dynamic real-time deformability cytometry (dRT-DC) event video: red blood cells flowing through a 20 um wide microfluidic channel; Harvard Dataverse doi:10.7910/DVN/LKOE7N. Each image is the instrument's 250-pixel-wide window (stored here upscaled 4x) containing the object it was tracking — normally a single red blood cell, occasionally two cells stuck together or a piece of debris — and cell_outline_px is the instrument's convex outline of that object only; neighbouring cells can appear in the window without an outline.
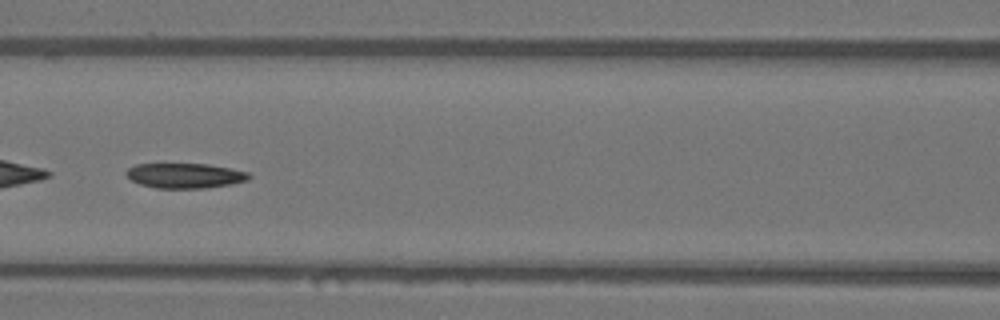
{"species": "Egyptian fruit bat (a non-hibernating species)", "species_latin": "Rousettus aegyptiacus", "temperature_condition": "warm", "stored_images_in_passage": 50, "camera_frame_rate_fps": 3000, "um_per_image_px": 0.085, "animal": {"sex": "female"}, "frame": {"image": 1, "passage_image": 22, "time_ms": 7.0, "image_size_px": [1000, 320], "cell_outline_px": [[252, 176], [248, 180], [232, 184], [204, 188], [156, 188], [140, 184], [132, 180], [124, 172], [128, 168], [136, 164], [208, 164], [248, 172]], "centroid_in_image_um": [15.73, 14.93], "position_along_channel_um": 150.9, "area_um2": 17.8}}
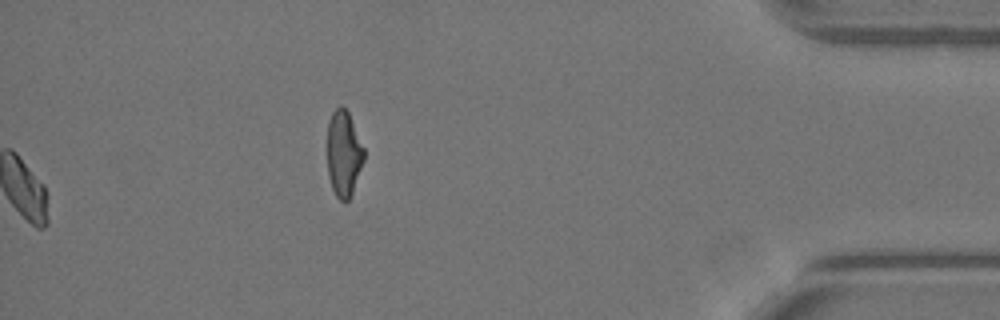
{"frame": {"image": 2, "passage_image": 50, "time_ms": 16.333, "image_size_px": [1000, 320], "cell_outline_px": [[364, 160], [352, 192], [348, 200], [344, 204], [336, 196], [332, 188], [328, 176], [328, 120], [332, 112], [340, 104], [348, 112], [364, 148]], "centroid_in_image_um": [29.21, 13.06], "position_along_channel_um": 406.0, "area_um2": 18.26}, "authors_computed_cell_mechanics": {"area_um2": 18.5249, "velocity_mm_per_s": 4.0707, "shape_relaxation_time_tau1_ms": 8.0217, "shape_relaxation_time_tau2_ms": null, "deformation_change_tau1": 0.1955, "deformation_change_tau2": null}}